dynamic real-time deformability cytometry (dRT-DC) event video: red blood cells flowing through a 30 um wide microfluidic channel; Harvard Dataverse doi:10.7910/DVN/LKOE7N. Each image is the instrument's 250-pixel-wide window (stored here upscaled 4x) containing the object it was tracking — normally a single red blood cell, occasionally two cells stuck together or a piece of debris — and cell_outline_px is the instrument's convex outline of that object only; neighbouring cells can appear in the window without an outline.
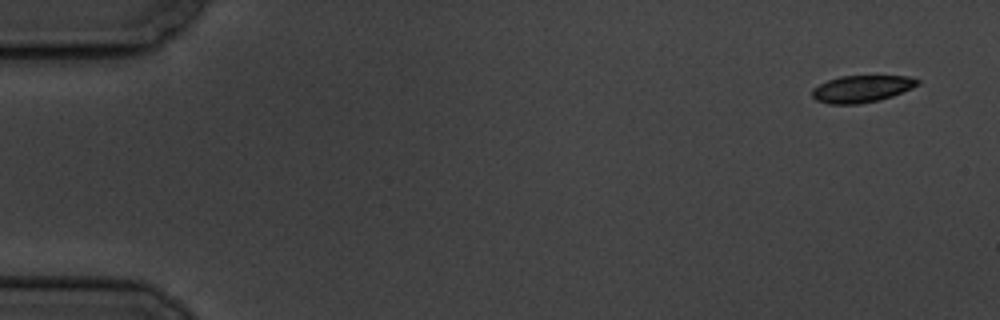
{"species": "common noctule bat (a hibernating species)", "species_latin": "Nyctalus noctula", "temperature_condition": "cold", "stored_images_in_passage": 10, "camera_frame_rate_fps": 3000, "um_per_image_px": 0.085, "animal": {"sex": "male", "body_mass_g": 19.5, "forearm_length_mm": 54.6}, "frame": {"image": 1, "passage_image": 1, "time_ms": 0.0, "image_size_px": [1000, 320], "cell_outline_px": [[920, 84], [912, 88], [892, 96], [880, 100], [856, 104], [828, 104], [816, 100], [812, 96], [812, 88], [828, 80], [840, 76], [908, 76], [920, 80]], "centroid_in_image_um": [73.24, 7.55], "position_along_channel_um": 11.8, "area_um2": 16.59}}
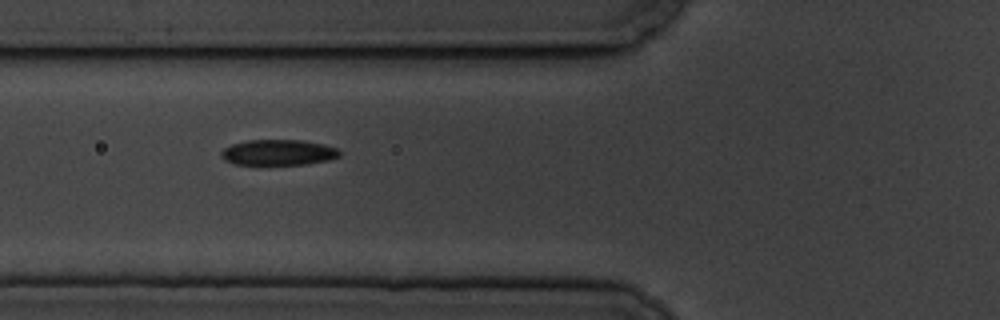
{"frame": {"image": 2, "passage_image": 6, "time_ms": 6.333, "image_size_px": [1000, 320], "cell_outline_px": [[340, 156], [328, 160], [304, 164], [232, 164], [224, 160], [220, 156], [220, 152], [224, 148], [232, 144], [248, 140], [304, 140], [324, 144], [336, 148], [340, 152]], "centroid_in_image_um": [23.63, 12.95], "position_along_channel_um": 102.2, "area_um2": 17.69}}
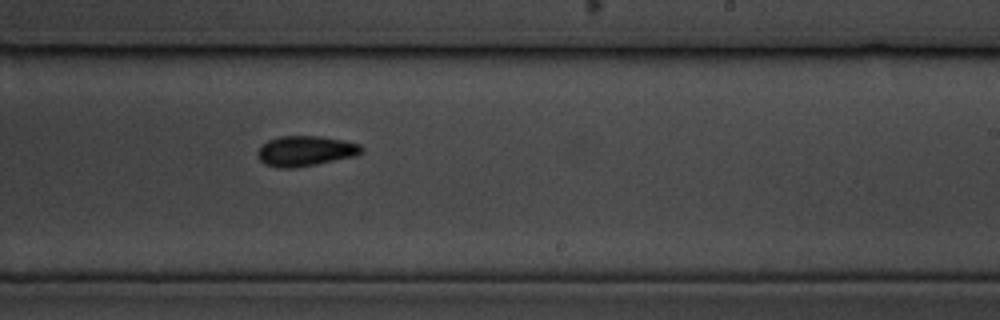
{"frame": {"image": 3, "passage_image": 10, "time_ms": 11.0, "image_size_px": [1000, 320], "cell_outline_px": [[364, 152], [356, 156], [316, 164], [292, 168], [276, 168], [264, 164], [256, 156], [256, 152], [268, 140], [280, 136], [320, 136], [344, 140], [360, 144], [364, 148]], "centroid_in_image_um": [25.97, 12.84], "position_along_channel_um": 263.0, "area_um2": 18.5}}